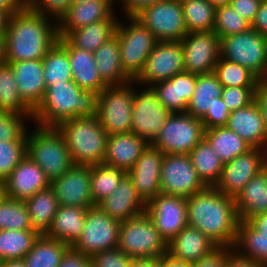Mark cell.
Segmentation results:
<instances>
[{
    "instance_id": "cell-31",
    "label": "cell",
    "mask_w": 267,
    "mask_h": 267,
    "mask_svg": "<svg viewBox=\"0 0 267 267\" xmlns=\"http://www.w3.org/2000/svg\"><path fill=\"white\" fill-rule=\"evenodd\" d=\"M239 221L267 212V169L254 176L234 197Z\"/></svg>"
},
{
    "instance_id": "cell-33",
    "label": "cell",
    "mask_w": 267,
    "mask_h": 267,
    "mask_svg": "<svg viewBox=\"0 0 267 267\" xmlns=\"http://www.w3.org/2000/svg\"><path fill=\"white\" fill-rule=\"evenodd\" d=\"M119 19L115 12L109 19L73 30L65 38L78 49L95 52L115 36Z\"/></svg>"
},
{
    "instance_id": "cell-29",
    "label": "cell",
    "mask_w": 267,
    "mask_h": 267,
    "mask_svg": "<svg viewBox=\"0 0 267 267\" xmlns=\"http://www.w3.org/2000/svg\"><path fill=\"white\" fill-rule=\"evenodd\" d=\"M148 145L134 133L109 135L103 164L128 172Z\"/></svg>"
},
{
    "instance_id": "cell-28",
    "label": "cell",
    "mask_w": 267,
    "mask_h": 267,
    "mask_svg": "<svg viewBox=\"0 0 267 267\" xmlns=\"http://www.w3.org/2000/svg\"><path fill=\"white\" fill-rule=\"evenodd\" d=\"M196 84V74L182 72L151 86L161 104L172 113L186 112Z\"/></svg>"
},
{
    "instance_id": "cell-15",
    "label": "cell",
    "mask_w": 267,
    "mask_h": 267,
    "mask_svg": "<svg viewBox=\"0 0 267 267\" xmlns=\"http://www.w3.org/2000/svg\"><path fill=\"white\" fill-rule=\"evenodd\" d=\"M184 71L181 41H158L135 82L143 87H151Z\"/></svg>"
},
{
    "instance_id": "cell-3",
    "label": "cell",
    "mask_w": 267,
    "mask_h": 267,
    "mask_svg": "<svg viewBox=\"0 0 267 267\" xmlns=\"http://www.w3.org/2000/svg\"><path fill=\"white\" fill-rule=\"evenodd\" d=\"M99 93L82 90L73 80L46 87L42 102L33 111L32 122L40 127H57L76 117L97 115Z\"/></svg>"
},
{
    "instance_id": "cell-13",
    "label": "cell",
    "mask_w": 267,
    "mask_h": 267,
    "mask_svg": "<svg viewBox=\"0 0 267 267\" xmlns=\"http://www.w3.org/2000/svg\"><path fill=\"white\" fill-rule=\"evenodd\" d=\"M120 221L112 219L97 205L88 208L81 237L72 248L89 257L119 244Z\"/></svg>"
},
{
    "instance_id": "cell-24",
    "label": "cell",
    "mask_w": 267,
    "mask_h": 267,
    "mask_svg": "<svg viewBox=\"0 0 267 267\" xmlns=\"http://www.w3.org/2000/svg\"><path fill=\"white\" fill-rule=\"evenodd\" d=\"M9 63L22 100L34 111L42 102L46 91L42 60Z\"/></svg>"
},
{
    "instance_id": "cell-70",
    "label": "cell",
    "mask_w": 267,
    "mask_h": 267,
    "mask_svg": "<svg viewBox=\"0 0 267 267\" xmlns=\"http://www.w3.org/2000/svg\"><path fill=\"white\" fill-rule=\"evenodd\" d=\"M88 0H72V3H83Z\"/></svg>"
},
{
    "instance_id": "cell-52",
    "label": "cell",
    "mask_w": 267,
    "mask_h": 267,
    "mask_svg": "<svg viewBox=\"0 0 267 267\" xmlns=\"http://www.w3.org/2000/svg\"><path fill=\"white\" fill-rule=\"evenodd\" d=\"M92 267H130L131 257L118 247L90 256Z\"/></svg>"
},
{
    "instance_id": "cell-55",
    "label": "cell",
    "mask_w": 267,
    "mask_h": 267,
    "mask_svg": "<svg viewBox=\"0 0 267 267\" xmlns=\"http://www.w3.org/2000/svg\"><path fill=\"white\" fill-rule=\"evenodd\" d=\"M260 4V0H232L230 6L251 24Z\"/></svg>"
},
{
    "instance_id": "cell-1",
    "label": "cell",
    "mask_w": 267,
    "mask_h": 267,
    "mask_svg": "<svg viewBox=\"0 0 267 267\" xmlns=\"http://www.w3.org/2000/svg\"><path fill=\"white\" fill-rule=\"evenodd\" d=\"M238 222L234 198L213 186L187 198L188 225L200 230L218 246H234Z\"/></svg>"
},
{
    "instance_id": "cell-2",
    "label": "cell",
    "mask_w": 267,
    "mask_h": 267,
    "mask_svg": "<svg viewBox=\"0 0 267 267\" xmlns=\"http://www.w3.org/2000/svg\"><path fill=\"white\" fill-rule=\"evenodd\" d=\"M57 40V23L26 4L10 16L6 30V62L42 60Z\"/></svg>"
},
{
    "instance_id": "cell-36",
    "label": "cell",
    "mask_w": 267,
    "mask_h": 267,
    "mask_svg": "<svg viewBox=\"0 0 267 267\" xmlns=\"http://www.w3.org/2000/svg\"><path fill=\"white\" fill-rule=\"evenodd\" d=\"M30 223L33 229L40 234H45L51 227L53 218L59 208V203L53 189L48 188L38 191L34 196L25 200Z\"/></svg>"
},
{
    "instance_id": "cell-44",
    "label": "cell",
    "mask_w": 267,
    "mask_h": 267,
    "mask_svg": "<svg viewBox=\"0 0 267 267\" xmlns=\"http://www.w3.org/2000/svg\"><path fill=\"white\" fill-rule=\"evenodd\" d=\"M0 110L21 114H33V110L22 100L9 63L0 64Z\"/></svg>"
},
{
    "instance_id": "cell-51",
    "label": "cell",
    "mask_w": 267,
    "mask_h": 267,
    "mask_svg": "<svg viewBox=\"0 0 267 267\" xmlns=\"http://www.w3.org/2000/svg\"><path fill=\"white\" fill-rule=\"evenodd\" d=\"M26 4L34 12L51 18L58 23L72 4V0H28Z\"/></svg>"
},
{
    "instance_id": "cell-39",
    "label": "cell",
    "mask_w": 267,
    "mask_h": 267,
    "mask_svg": "<svg viewBox=\"0 0 267 267\" xmlns=\"http://www.w3.org/2000/svg\"><path fill=\"white\" fill-rule=\"evenodd\" d=\"M199 178L206 186H214L220 177L224 163L203 138L188 154Z\"/></svg>"
},
{
    "instance_id": "cell-10",
    "label": "cell",
    "mask_w": 267,
    "mask_h": 267,
    "mask_svg": "<svg viewBox=\"0 0 267 267\" xmlns=\"http://www.w3.org/2000/svg\"><path fill=\"white\" fill-rule=\"evenodd\" d=\"M201 119L187 112L172 113L152 145L163 154H189L204 138Z\"/></svg>"
},
{
    "instance_id": "cell-54",
    "label": "cell",
    "mask_w": 267,
    "mask_h": 267,
    "mask_svg": "<svg viewBox=\"0 0 267 267\" xmlns=\"http://www.w3.org/2000/svg\"><path fill=\"white\" fill-rule=\"evenodd\" d=\"M233 247L219 246L209 255L191 264V267H224Z\"/></svg>"
},
{
    "instance_id": "cell-32",
    "label": "cell",
    "mask_w": 267,
    "mask_h": 267,
    "mask_svg": "<svg viewBox=\"0 0 267 267\" xmlns=\"http://www.w3.org/2000/svg\"><path fill=\"white\" fill-rule=\"evenodd\" d=\"M87 212L88 208L59 205L45 235L72 247L82 235Z\"/></svg>"
},
{
    "instance_id": "cell-61",
    "label": "cell",
    "mask_w": 267,
    "mask_h": 267,
    "mask_svg": "<svg viewBox=\"0 0 267 267\" xmlns=\"http://www.w3.org/2000/svg\"><path fill=\"white\" fill-rule=\"evenodd\" d=\"M159 267H191V264L177 259L167 252L159 256Z\"/></svg>"
},
{
    "instance_id": "cell-65",
    "label": "cell",
    "mask_w": 267,
    "mask_h": 267,
    "mask_svg": "<svg viewBox=\"0 0 267 267\" xmlns=\"http://www.w3.org/2000/svg\"><path fill=\"white\" fill-rule=\"evenodd\" d=\"M6 63V34H0V64Z\"/></svg>"
},
{
    "instance_id": "cell-27",
    "label": "cell",
    "mask_w": 267,
    "mask_h": 267,
    "mask_svg": "<svg viewBox=\"0 0 267 267\" xmlns=\"http://www.w3.org/2000/svg\"><path fill=\"white\" fill-rule=\"evenodd\" d=\"M58 41L68 52L73 81L82 90L100 93L108 87L99 75L93 52L74 47L65 37H58Z\"/></svg>"
},
{
    "instance_id": "cell-19",
    "label": "cell",
    "mask_w": 267,
    "mask_h": 267,
    "mask_svg": "<svg viewBox=\"0 0 267 267\" xmlns=\"http://www.w3.org/2000/svg\"><path fill=\"white\" fill-rule=\"evenodd\" d=\"M91 166L73 165L61 177L50 182L59 205L93 207L90 186Z\"/></svg>"
},
{
    "instance_id": "cell-25",
    "label": "cell",
    "mask_w": 267,
    "mask_h": 267,
    "mask_svg": "<svg viewBox=\"0 0 267 267\" xmlns=\"http://www.w3.org/2000/svg\"><path fill=\"white\" fill-rule=\"evenodd\" d=\"M97 206L112 219L123 222L146 210V204L137 194L132 179L127 174L111 195L102 199Z\"/></svg>"
},
{
    "instance_id": "cell-26",
    "label": "cell",
    "mask_w": 267,
    "mask_h": 267,
    "mask_svg": "<svg viewBox=\"0 0 267 267\" xmlns=\"http://www.w3.org/2000/svg\"><path fill=\"white\" fill-rule=\"evenodd\" d=\"M226 126L252 148L267 150V128L255 101L244 108L230 112Z\"/></svg>"
},
{
    "instance_id": "cell-40",
    "label": "cell",
    "mask_w": 267,
    "mask_h": 267,
    "mask_svg": "<svg viewBox=\"0 0 267 267\" xmlns=\"http://www.w3.org/2000/svg\"><path fill=\"white\" fill-rule=\"evenodd\" d=\"M40 235L37 230H0V262L23 259Z\"/></svg>"
},
{
    "instance_id": "cell-11",
    "label": "cell",
    "mask_w": 267,
    "mask_h": 267,
    "mask_svg": "<svg viewBox=\"0 0 267 267\" xmlns=\"http://www.w3.org/2000/svg\"><path fill=\"white\" fill-rule=\"evenodd\" d=\"M140 88L141 86L134 81L130 133H134L152 144L172 112L161 104L151 87L142 86V89L139 90Z\"/></svg>"
},
{
    "instance_id": "cell-34",
    "label": "cell",
    "mask_w": 267,
    "mask_h": 267,
    "mask_svg": "<svg viewBox=\"0 0 267 267\" xmlns=\"http://www.w3.org/2000/svg\"><path fill=\"white\" fill-rule=\"evenodd\" d=\"M93 53L99 75L108 86H121L132 82L122 69L116 35Z\"/></svg>"
},
{
    "instance_id": "cell-69",
    "label": "cell",
    "mask_w": 267,
    "mask_h": 267,
    "mask_svg": "<svg viewBox=\"0 0 267 267\" xmlns=\"http://www.w3.org/2000/svg\"><path fill=\"white\" fill-rule=\"evenodd\" d=\"M259 81L264 84L265 86H267V67L265 69L264 74L262 75V77L259 79Z\"/></svg>"
},
{
    "instance_id": "cell-42",
    "label": "cell",
    "mask_w": 267,
    "mask_h": 267,
    "mask_svg": "<svg viewBox=\"0 0 267 267\" xmlns=\"http://www.w3.org/2000/svg\"><path fill=\"white\" fill-rule=\"evenodd\" d=\"M127 172L105 164L91 166L90 186L93 203L97 205L102 199L111 195Z\"/></svg>"
},
{
    "instance_id": "cell-47",
    "label": "cell",
    "mask_w": 267,
    "mask_h": 267,
    "mask_svg": "<svg viewBox=\"0 0 267 267\" xmlns=\"http://www.w3.org/2000/svg\"><path fill=\"white\" fill-rule=\"evenodd\" d=\"M251 28V24L238 14L230 5L216 8L213 31L221 39Z\"/></svg>"
},
{
    "instance_id": "cell-12",
    "label": "cell",
    "mask_w": 267,
    "mask_h": 267,
    "mask_svg": "<svg viewBox=\"0 0 267 267\" xmlns=\"http://www.w3.org/2000/svg\"><path fill=\"white\" fill-rule=\"evenodd\" d=\"M157 41H181L187 34L181 1L161 0L135 16Z\"/></svg>"
},
{
    "instance_id": "cell-68",
    "label": "cell",
    "mask_w": 267,
    "mask_h": 267,
    "mask_svg": "<svg viewBox=\"0 0 267 267\" xmlns=\"http://www.w3.org/2000/svg\"><path fill=\"white\" fill-rule=\"evenodd\" d=\"M6 198V183L0 179V203Z\"/></svg>"
},
{
    "instance_id": "cell-43",
    "label": "cell",
    "mask_w": 267,
    "mask_h": 267,
    "mask_svg": "<svg viewBox=\"0 0 267 267\" xmlns=\"http://www.w3.org/2000/svg\"><path fill=\"white\" fill-rule=\"evenodd\" d=\"M187 33L213 30L216 8L207 0L181 1Z\"/></svg>"
},
{
    "instance_id": "cell-8",
    "label": "cell",
    "mask_w": 267,
    "mask_h": 267,
    "mask_svg": "<svg viewBox=\"0 0 267 267\" xmlns=\"http://www.w3.org/2000/svg\"><path fill=\"white\" fill-rule=\"evenodd\" d=\"M134 81L121 86H108L98 95L100 124L108 135L130 133Z\"/></svg>"
},
{
    "instance_id": "cell-20",
    "label": "cell",
    "mask_w": 267,
    "mask_h": 267,
    "mask_svg": "<svg viewBox=\"0 0 267 267\" xmlns=\"http://www.w3.org/2000/svg\"><path fill=\"white\" fill-rule=\"evenodd\" d=\"M164 154L149 144L135 165L127 172L132 179L138 196L147 205L161 193V164Z\"/></svg>"
},
{
    "instance_id": "cell-49",
    "label": "cell",
    "mask_w": 267,
    "mask_h": 267,
    "mask_svg": "<svg viewBox=\"0 0 267 267\" xmlns=\"http://www.w3.org/2000/svg\"><path fill=\"white\" fill-rule=\"evenodd\" d=\"M27 155L26 134L19 141H0V179L5 180Z\"/></svg>"
},
{
    "instance_id": "cell-59",
    "label": "cell",
    "mask_w": 267,
    "mask_h": 267,
    "mask_svg": "<svg viewBox=\"0 0 267 267\" xmlns=\"http://www.w3.org/2000/svg\"><path fill=\"white\" fill-rule=\"evenodd\" d=\"M254 101L260 109L267 128V86L262 84L260 81L257 83L256 90L254 92Z\"/></svg>"
},
{
    "instance_id": "cell-14",
    "label": "cell",
    "mask_w": 267,
    "mask_h": 267,
    "mask_svg": "<svg viewBox=\"0 0 267 267\" xmlns=\"http://www.w3.org/2000/svg\"><path fill=\"white\" fill-rule=\"evenodd\" d=\"M206 187L188 154H164L161 164V193L189 198Z\"/></svg>"
},
{
    "instance_id": "cell-41",
    "label": "cell",
    "mask_w": 267,
    "mask_h": 267,
    "mask_svg": "<svg viewBox=\"0 0 267 267\" xmlns=\"http://www.w3.org/2000/svg\"><path fill=\"white\" fill-rule=\"evenodd\" d=\"M46 87L73 80L66 48L57 40L42 59Z\"/></svg>"
},
{
    "instance_id": "cell-37",
    "label": "cell",
    "mask_w": 267,
    "mask_h": 267,
    "mask_svg": "<svg viewBox=\"0 0 267 267\" xmlns=\"http://www.w3.org/2000/svg\"><path fill=\"white\" fill-rule=\"evenodd\" d=\"M69 248L68 244L41 234L22 260L26 267H58Z\"/></svg>"
},
{
    "instance_id": "cell-57",
    "label": "cell",
    "mask_w": 267,
    "mask_h": 267,
    "mask_svg": "<svg viewBox=\"0 0 267 267\" xmlns=\"http://www.w3.org/2000/svg\"><path fill=\"white\" fill-rule=\"evenodd\" d=\"M58 267H92L90 257L70 247L63 255Z\"/></svg>"
},
{
    "instance_id": "cell-66",
    "label": "cell",
    "mask_w": 267,
    "mask_h": 267,
    "mask_svg": "<svg viewBox=\"0 0 267 267\" xmlns=\"http://www.w3.org/2000/svg\"><path fill=\"white\" fill-rule=\"evenodd\" d=\"M0 267H26L23 260H7L1 261Z\"/></svg>"
},
{
    "instance_id": "cell-58",
    "label": "cell",
    "mask_w": 267,
    "mask_h": 267,
    "mask_svg": "<svg viewBox=\"0 0 267 267\" xmlns=\"http://www.w3.org/2000/svg\"><path fill=\"white\" fill-rule=\"evenodd\" d=\"M251 29L267 36V1H261L255 19L251 23Z\"/></svg>"
},
{
    "instance_id": "cell-9",
    "label": "cell",
    "mask_w": 267,
    "mask_h": 267,
    "mask_svg": "<svg viewBox=\"0 0 267 267\" xmlns=\"http://www.w3.org/2000/svg\"><path fill=\"white\" fill-rule=\"evenodd\" d=\"M220 58L238 63L260 79L267 67V36L250 28L221 38Z\"/></svg>"
},
{
    "instance_id": "cell-67",
    "label": "cell",
    "mask_w": 267,
    "mask_h": 267,
    "mask_svg": "<svg viewBox=\"0 0 267 267\" xmlns=\"http://www.w3.org/2000/svg\"><path fill=\"white\" fill-rule=\"evenodd\" d=\"M215 8L229 6L232 0H207Z\"/></svg>"
},
{
    "instance_id": "cell-45",
    "label": "cell",
    "mask_w": 267,
    "mask_h": 267,
    "mask_svg": "<svg viewBox=\"0 0 267 267\" xmlns=\"http://www.w3.org/2000/svg\"><path fill=\"white\" fill-rule=\"evenodd\" d=\"M213 72L223 87H256L259 82L247 68L223 58H219Z\"/></svg>"
},
{
    "instance_id": "cell-62",
    "label": "cell",
    "mask_w": 267,
    "mask_h": 267,
    "mask_svg": "<svg viewBox=\"0 0 267 267\" xmlns=\"http://www.w3.org/2000/svg\"><path fill=\"white\" fill-rule=\"evenodd\" d=\"M130 267H159V257L131 258Z\"/></svg>"
},
{
    "instance_id": "cell-4",
    "label": "cell",
    "mask_w": 267,
    "mask_h": 267,
    "mask_svg": "<svg viewBox=\"0 0 267 267\" xmlns=\"http://www.w3.org/2000/svg\"><path fill=\"white\" fill-rule=\"evenodd\" d=\"M56 129L63 136L74 165L103 163L109 135L97 115L71 118L60 123Z\"/></svg>"
},
{
    "instance_id": "cell-63",
    "label": "cell",
    "mask_w": 267,
    "mask_h": 267,
    "mask_svg": "<svg viewBox=\"0 0 267 267\" xmlns=\"http://www.w3.org/2000/svg\"><path fill=\"white\" fill-rule=\"evenodd\" d=\"M25 5V0H0V10L8 11L11 14L21 10Z\"/></svg>"
},
{
    "instance_id": "cell-53",
    "label": "cell",
    "mask_w": 267,
    "mask_h": 267,
    "mask_svg": "<svg viewBox=\"0 0 267 267\" xmlns=\"http://www.w3.org/2000/svg\"><path fill=\"white\" fill-rule=\"evenodd\" d=\"M211 107L201 119L205 129H211L214 127L226 126L229 117V110L220 97H214L210 100Z\"/></svg>"
},
{
    "instance_id": "cell-50",
    "label": "cell",
    "mask_w": 267,
    "mask_h": 267,
    "mask_svg": "<svg viewBox=\"0 0 267 267\" xmlns=\"http://www.w3.org/2000/svg\"><path fill=\"white\" fill-rule=\"evenodd\" d=\"M255 90L256 87H223L221 98L232 112L252 103Z\"/></svg>"
},
{
    "instance_id": "cell-6",
    "label": "cell",
    "mask_w": 267,
    "mask_h": 267,
    "mask_svg": "<svg viewBox=\"0 0 267 267\" xmlns=\"http://www.w3.org/2000/svg\"><path fill=\"white\" fill-rule=\"evenodd\" d=\"M119 19L115 35L119 41L122 69L135 81L143 72L145 63L155 44V36L135 17ZM128 21V22H127Z\"/></svg>"
},
{
    "instance_id": "cell-30",
    "label": "cell",
    "mask_w": 267,
    "mask_h": 267,
    "mask_svg": "<svg viewBox=\"0 0 267 267\" xmlns=\"http://www.w3.org/2000/svg\"><path fill=\"white\" fill-rule=\"evenodd\" d=\"M219 247L197 228L187 225L169 243L167 252L180 260L193 264Z\"/></svg>"
},
{
    "instance_id": "cell-17",
    "label": "cell",
    "mask_w": 267,
    "mask_h": 267,
    "mask_svg": "<svg viewBox=\"0 0 267 267\" xmlns=\"http://www.w3.org/2000/svg\"><path fill=\"white\" fill-rule=\"evenodd\" d=\"M147 214L162 238L169 243L187 223V198L159 193L147 205Z\"/></svg>"
},
{
    "instance_id": "cell-5",
    "label": "cell",
    "mask_w": 267,
    "mask_h": 267,
    "mask_svg": "<svg viewBox=\"0 0 267 267\" xmlns=\"http://www.w3.org/2000/svg\"><path fill=\"white\" fill-rule=\"evenodd\" d=\"M26 133L27 155L39 165L51 182L61 177L73 165L70 151L55 127L35 125Z\"/></svg>"
},
{
    "instance_id": "cell-64",
    "label": "cell",
    "mask_w": 267,
    "mask_h": 267,
    "mask_svg": "<svg viewBox=\"0 0 267 267\" xmlns=\"http://www.w3.org/2000/svg\"><path fill=\"white\" fill-rule=\"evenodd\" d=\"M11 13L0 10V34H6Z\"/></svg>"
},
{
    "instance_id": "cell-22",
    "label": "cell",
    "mask_w": 267,
    "mask_h": 267,
    "mask_svg": "<svg viewBox=\"0 0 267 267\" xmlns=\"http://www.w3.org/2000/svg\"><path fill=\"white\" fill-rule=\"evenodd\" d=\"M5 183L6 196L19 201H25L50 186L43 170L28 155L12 170Z\"/></svg>"
},
{
    "instance_id": "cell-56",
    "label": "cell",
    "mask_w": 267,
    "mask_h": 267,
    "mask_svg": "<svg viewBox=\"0 0 267 267\" xmlns=\"http://www.w3.org/2000/svg\"><path fill=\"white\" fill-rule=\"evenodd\" d=\"M157 1L161 0H115V6L117 4L119 7L121 6L123 11L122 16L125 15L124 17H135L143 9L155 4Z\"/></svg>"
},
{
    "instance_id": "cell-7",
    "label": "cell",
    "mask_w": 267,
    "mask_h": 267,
    "mask_svg": "<svg viewBox=\"0 0 267 267\" xmlns=\"http://www.w3.org/2000/svg\"><path fill=\"white\" fill-rule=\"evenodd\" d=\"M118 248L131 258L159 257L167 253V242L145 211L121 222Z\"/></svg>"
},
{
    "instance_id": "cell-23",
    "label": "cell",
    "mask_w": 267,
    "mask_h": 267,
    "mask_svg": "<svg viewBox=\"0 0 267 267\" xmlns=\"http://www.w3.org/2000/svg\"><path fill=\"white\" fill-rule=\"evenodd\" d=\"M114 3V0H88L83 3H72L57 23L58 37H66L73 30L109 19L116 12Z\"/></svg>"
},
{
    "instance_id": "cell-18",
    "label": "cell",
    "mask_w": 267,
    "mask_h": 267,
    "mask_svg": "<svg viewBox=\"0 0 267 267\" xmlns=\"http://www.w3.org/2000/svg\"><path fill=\"white\" fill-rule=\"evenodd\" d=\"M185 71L211 73L220 58V38L213 31L187 33L181 40Z\"/></svg>"
},
{
    "instance_id": "cell-46",
    "label": "cell",
    "mask_w": 267,
    "mask_h": 267,
    "mask_svg": "<svg viewBox=\"0 0 267 267\" xmlns=\"http://www.w3.org/2000/svg\"><path fill=\"white\" fill-rule=\"evenodd\" d=\"M0 230H35L25 201L6 196L0 203Z\"/></svg>"
},
{
    "instance_id": "cell-16",
    "label": "cell",
    "mask_w": 267,
    "mask_h": 267,
    "mask_svg": "<svg viewBox=\"0 0 267 267\" xmlns=\"http://www.w3.org/2000/svg\"><path fill=\"white\" fill-rule=\"evenodd\" d=\"M267 150L252 148L224 164L218 181L213 186L224 195L235 197L244 186L265 169Z\"/></svg>"
},
{
    "instance_id": "cell-38",
    "label": "cell",
    "mask_w": 267,
    "mask_h": 267,
    "mask_svg": "<svg viewBox=\"0 0 267 267\" xmlns=\"http://www.w3.org/2000/svg\"><path fill=\"white\" fill-rule=\"evenodd\" d=\"M223 85L214 72L196 75L194 92L186 112L195 118L202 119L211 107L210 100L222 95Z\"/></svg>"
},
{
    "instance_id": "cell-35",
    "label": "cell",
    "mask_w": 267,
    "mask_h": 267,
    "mask_svg": "<svg viewBox=\"0 0 267 267\" xmlns=\"http://www.w3.org/2000/svg\"><path fill=\"white\" fill-rule=\"evenodd\" d=\"M204 138L224 164L252 149L249 143L227 126L205 129Z\"/></svg>"
},
{
    "instance_id": "cell-48",
    "label": "cell",
    "mask_w": 267,
    "mask_h": 267,
    "mask_svg": "<svg viewBox=\"0 0 267 267\" xmlns=\"http://www.w3.org/2000/svg\"><path fill=\"white\" fill-rule=\"evenodd\" d=\"M32 118L33 114L0 110V141H19L27 133Z\"/></svg>"
},
{
    "instance_id": "cell-60",
    "label": "cell",
    "mask_w": 267,
    "mask_h": 267,
    "mask_svg": "<svg viewBox=\"0 0 267 267\" xmlns=\"http://www.w3.org/2000/svg\"><path fill=\"white\" fill-rule=\"evenodd\" d=\"M260 265L252 259L245 258L239 255L235 250H232L228 256L224 267H259Z\"/></svg>"
},
{
    "instance_id": "cell-21",
    "label": "cell",
    "mask_w": 267,
    "mask_h": 267,
    "mask_svg": "<svg viewBox=\"0 0 267 267\" xmlns=\"http://www.w3.org/2000/svg\"><path fill=\"white\" fill-rule=\"evenodd\" d=\"M233 250L260 266H267V212L238 222Z\"/></svg>"
}]
</instances>
